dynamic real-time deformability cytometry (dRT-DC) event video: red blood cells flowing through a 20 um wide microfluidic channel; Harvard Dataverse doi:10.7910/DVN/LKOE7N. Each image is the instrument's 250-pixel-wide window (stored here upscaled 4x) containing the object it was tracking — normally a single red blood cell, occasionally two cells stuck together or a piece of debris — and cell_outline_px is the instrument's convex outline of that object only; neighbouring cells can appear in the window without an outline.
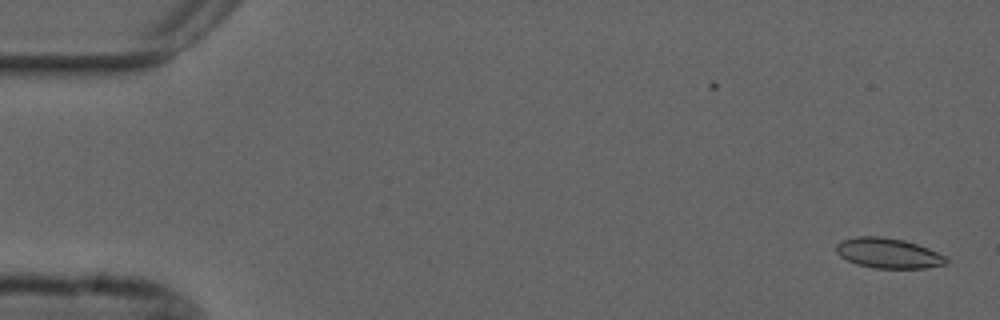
{"species": "common noctule bat (a hibernating species)", "species_latin": "Nyctalus noctula", "temperature_condition": "cold", "stored_images_in_passage": 54, "camera_frame_rate_fps": 3000, "um_per_image_px": 0.085, "animal": {"sex": "male", "forearm_length_mm": 52.5}, "frame": {"image": 1, "passage_image": 1, "time_ms": 0.0, "image_size_px": [1000, 320], "cell_outline_px": [[948, 260], [944, 264], [924, 268], [872, 268], [856, 264], [840, 256], [836, 252], [836, 244], [840, 240], [856, 236], [880, 236], [904, 240], [928, 248], [944, 256]], "centroid_in_image_um": [75.44, 21.51], "position_along_channel_um": 9.6, "area_um2": 19.25}}
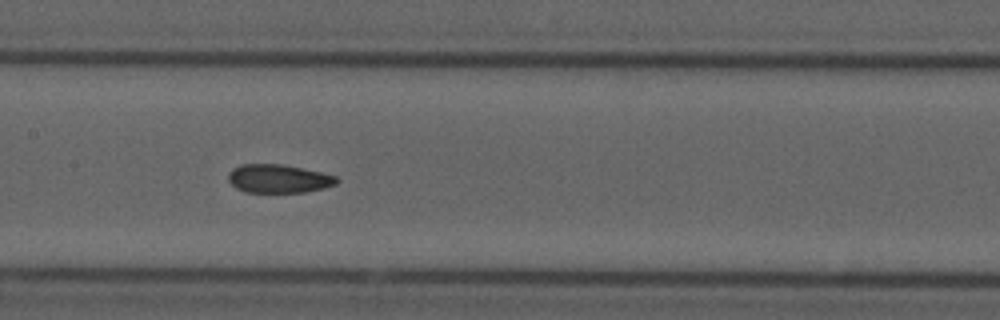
{"frame": {"image": 2, "passage_image": 26, "time_ms": 8.333, "image_size_px": [1000, 320], "cell_outline_px": [[340, 180], [336, 184], [324, 188], [304, 192], [244, 192], [236, 188], [228, 180], [228, 172], [232, 168], [240, 164], [284, 164], [320, 172], [336, 176]], "centroid_in_image_um": [23.66, 15.18], "position_along_channel_um": 183.7, "area_um2": 18.09}}
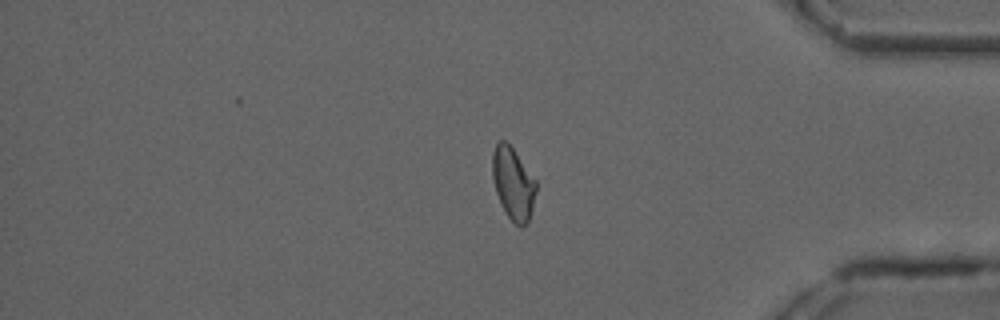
{"frame": {"image": 3, "passage_image": 45, "time_ms": 14.667, "image_size_px": [1000, 320], "cell_outline_px": [[536, 192], [532, 208], [528, 220], [520, 228], [508, 216], [496, 192], [492, 176], [492, 152], [496, 144], [500, 140], [504, 140], [512, 148], [536, 180]], "centroid_in_image_um": [43.61, 15.57], "position_along_channel_um": 391.6, "area_um2": 17.98}, "authors_computed_cell_mechanics": {"area_um2": 18.7272, "velocity_mm_per_s": 3.6788, "shape_relaxation_time_tau1_ms": null, "shape_relaxation_time_tau2_ms": 1.8883, "deformation_change_tau1": null, "deformation_change_tau2": 0.0578}}